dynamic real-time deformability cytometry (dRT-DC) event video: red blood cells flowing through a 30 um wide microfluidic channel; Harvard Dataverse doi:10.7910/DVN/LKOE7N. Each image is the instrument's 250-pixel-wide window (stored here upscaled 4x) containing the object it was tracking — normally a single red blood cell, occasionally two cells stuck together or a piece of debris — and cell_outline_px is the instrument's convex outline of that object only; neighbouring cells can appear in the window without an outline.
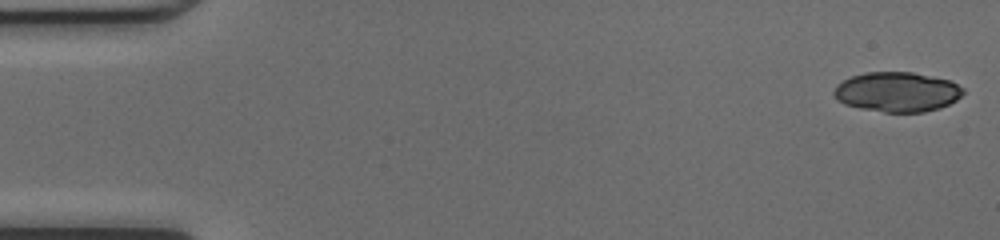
{"species": "common noctule bat (a hibernating species)", "species_latin": "Nyctalus noctula", "temperature_condition": "cold", "stored_images_in_passage": 48, "camera_frame_rate_fps": 3000, "um_per_image_px": 0.085, "animal": {"sex": "female", "body_mass_g": 17.0, "forearm_length_mm": 48.0}, "frame": {"image": 1, "passage_image": 1, "time_ms": 0.0, "image_size_px": [1000, 240], "cell_outline_px": [[964, 92], [956, 100], [940, 108], [924, 112], [884, 112], [860, 108], [844, 104], [836, 100], [832, 92], [836, 84], [852, 76], [864, 72], [912, 72], [948, 80], [964, 88]], "centroid_in_image_um": [76.22, 7.82], "position_along_channel_um": 8.8, "area_um2": 30.0}}
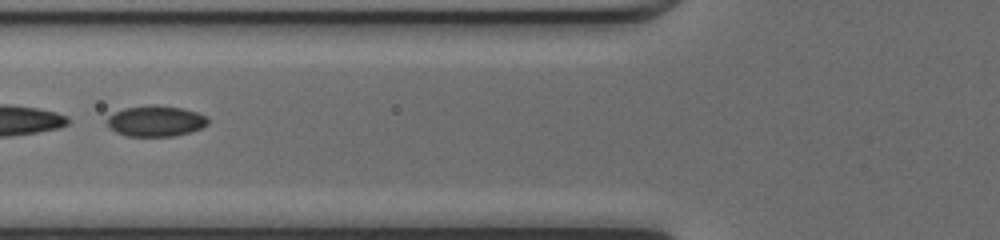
{"frame": {"image": 2, "passage_image": 19, "time_ms": 6.0, "image_size_px": [1000, 240], "cell_outline_px": [[208, 124], [192, 132], [172, 136], [128, 136], [116, 132], [108, 128], [108, 116], [124, 108], [152, 104], [156, 104], [184, 108], [208, 116]], "centroid_in_image_um": [13.26, 10.28], "position_along_channel_um": 112.5, "area_um2": 18.26}}